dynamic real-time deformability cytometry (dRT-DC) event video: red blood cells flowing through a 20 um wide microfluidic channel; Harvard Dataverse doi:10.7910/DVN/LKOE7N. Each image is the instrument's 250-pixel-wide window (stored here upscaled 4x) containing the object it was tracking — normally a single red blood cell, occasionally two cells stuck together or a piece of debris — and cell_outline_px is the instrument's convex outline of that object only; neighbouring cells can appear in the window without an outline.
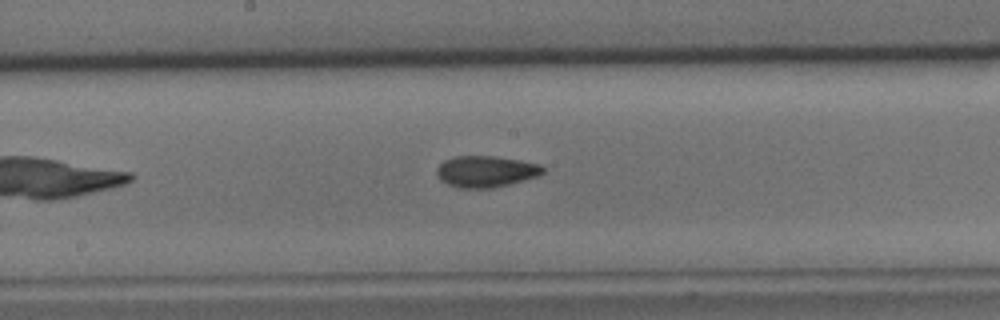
{"species": "common noctule bat (a hibernating species)", "species_latin": "Nyctalus noctula", "temperature_condition": "cold", "stored_images_in_passage": 37, "camera_frame_rate_fps": 3000, "um_per_image_px": 0.085, "animal": {"sex": "male", "body_mass_g": 15.6}, "frame": {"image": 1, "passage_image": 12, "time_ms": 3.667, "image_size_px": [1000, 320], "cell_outline_px": [[544, 172], [540, 176], [492, 188], [460, 188], [448, 184], [440, 180], [436, 176], [436, 168], [444, 160], [452, 156], [496, 156], [520, 160], [540, 164], [544, 168]], "centroid_in_image_um": [41.29, 14.57], "position_along_channel_um": 206.9, "area_um2": 19.59}}
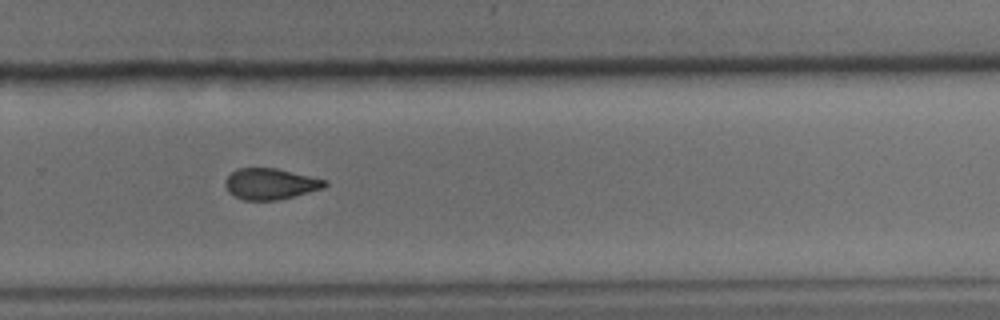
{"frame": {"image": 2, "passage_image": 20, "time_ms": 6.333, "image_size_px": [1000, 320], "cell_outline_px": [[328, 184], [324, 188], [276, 200], [244, 200], [228, 192], [224, 184], [224, 180], [236, 168], [276, 168], [328, 180]], "centroid_in_image_um": [22.97, 15.62], "position_along_channel_um": 306.8, "area_um2": 17.98}}
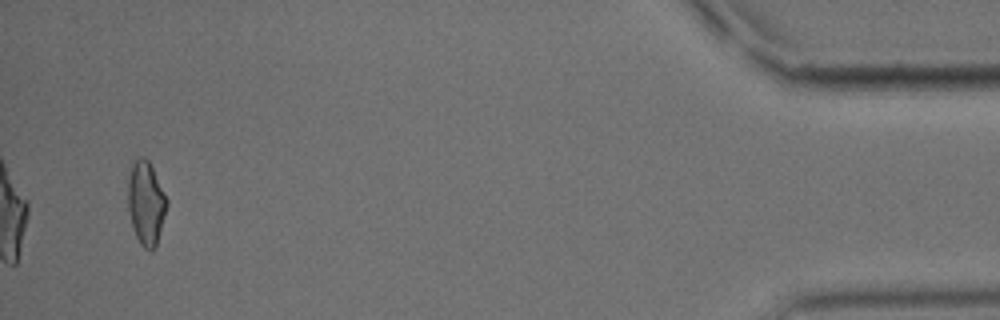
{"frame": {"image": 3, "passage_image": 35, "time_ms": 11.333, "image_size_px": [1000, 320], "cell_outline_px": [[168, 204], [156, 244], [152, 252], [144, 248], [140, 244], [136, 236], [132, 224], [128, 208], [128, 180], [132, 164], [140, 156], [144, 156], [148, 160], [168, 200]], "centroid_in_image_um": [12.41, 17.26], "position_along_channel_um": 422.8, "area_um2": 18.67}, "authors_computed_cell_mechanics": {"area_um2": 18.8428, "velocity_mm_per_s": 3.767, "shape_relaxation_time_tau1_ms": 10.893, "shape_relaxation_time_tau2_ms": 2.9827, "deformation_change_tau1": 0.1891, "deformation_change_tau2": 0.0844}}